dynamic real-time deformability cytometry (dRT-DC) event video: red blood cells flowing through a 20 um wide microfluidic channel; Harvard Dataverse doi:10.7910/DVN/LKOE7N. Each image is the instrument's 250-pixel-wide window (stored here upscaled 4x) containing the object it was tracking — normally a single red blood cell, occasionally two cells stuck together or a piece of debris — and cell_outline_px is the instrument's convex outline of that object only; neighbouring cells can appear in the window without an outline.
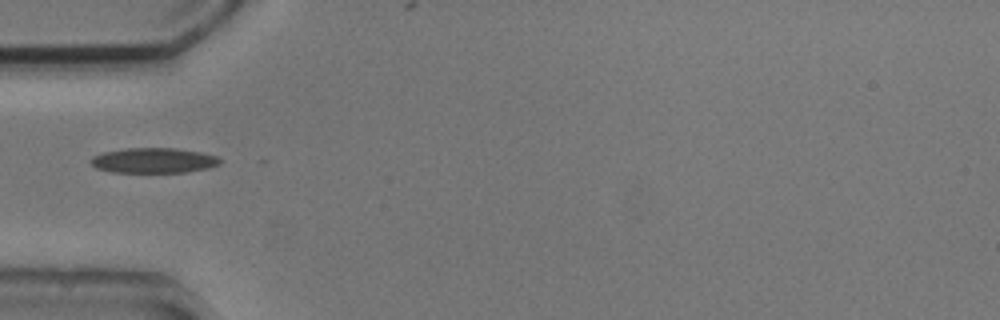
{"species": "common noctule bat (a hibernating species)", "species_latin": "Nyctalus noctula", "temperature_condition": "cold", "stored_images_in_passage": 35, "camera_frame_rate_fps": 3000, "um_per_image_px": 0.085, "animal": {"sex": "male", "body_mass_g": 20.5, "forearm_length_mm": 52.5}, "frame": {"image": 1, "passage_image": 1, "time_ms": 0.0, "image_size_px": [1000, 320], "cell_outline_px": [[220, 164], [208, 168], [188, 172], [112, 172], [96, 168], [92, 164], [92, 156], [104, 152], [128, 148], [176, 148], [200, 152], [216, 156], [220, 160]], "centroid_in_image_um": [13.07, 13.64], "position_along_channel_um": 71.9, "area_um2": 18.79}}
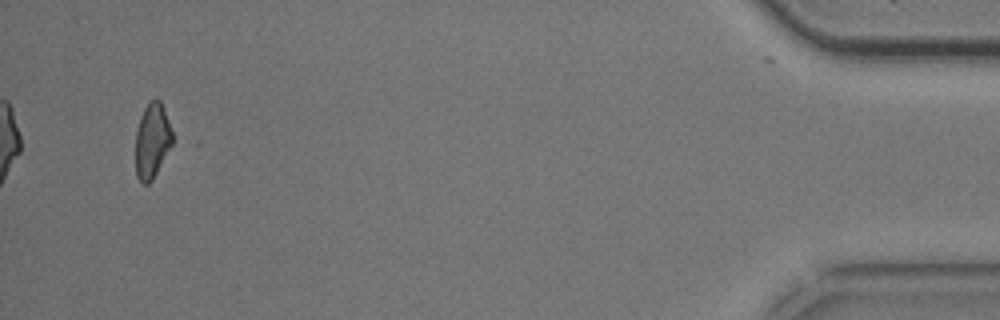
{"frame": {"image": 2, "passage_image": 35, "time_ms": 11.333, "image_size_px": [1000, 320], "cell_outline_px": [[172, 144], [152, 180], [148, 184], [144, 184], [136, 176], [136, 132], [140, 116], [144, 108], [156, 96], [160, 100], [168, 120], [172, 132]], "centroid_in_image_um": [12.92, 11.95], "position_along_channel_um": 422.3, "area_um2": 15.9}}